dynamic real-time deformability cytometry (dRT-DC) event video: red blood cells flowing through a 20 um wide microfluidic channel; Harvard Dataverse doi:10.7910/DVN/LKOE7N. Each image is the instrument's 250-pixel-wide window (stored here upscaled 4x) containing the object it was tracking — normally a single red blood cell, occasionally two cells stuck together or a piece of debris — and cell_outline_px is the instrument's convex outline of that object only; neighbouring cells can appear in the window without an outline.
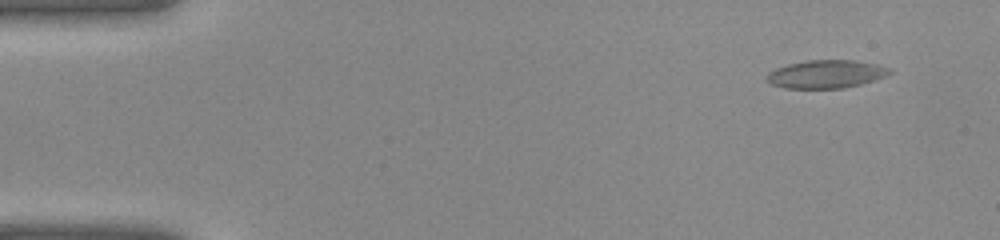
{"species": "common noctule bat (a hibernating species)", "species_latin": "Nyctalus noctula", "temperature_condition": "warm", "stored_images_in_passage": 39, "camera_frame_rate_fps": 3000, "um_per_image_px": 0.085, "animal": {"sex": "female", "body_mass_g": 22.0, "forearm_length_mm": 56.7}, "frame": {"image": 1, "passage_image": 3, "time_ms": 0.667, "image_size_px": [1000, 240], "cell_outline_px": [[892, 72], [884, 76], [860, 84], [840, 88], [784, 88], [772, 84], [768, 80], [768, 72], [776, 68], [788, 64], [808, 60], [852, 60], [876, 64], [892, 68]], "centroid_in_image_um": [70.22, 6.29], "position_along_channel_um": 14.8, "area_um2": 19.83}}
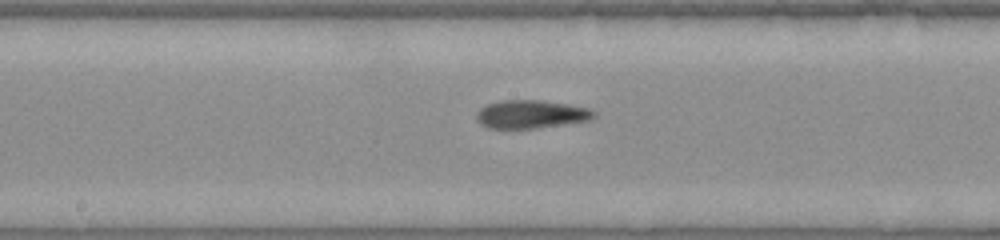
{"frame": {"image": 2, "passage_image": 21, "time_ms": 6.667, "image_size_px": [1000, 240], "cell_outline_px": [[596, 116], [592, 120], [536, 128], [488, 128], [480, 124], [476, 120], [476, 112], [480, 108], [488, 104], [500, 100], [540, 100], [568, 104], [588, 108], [596, 112]], "centroid_in_image_um": [45.13, 9.71], "position_along_channel_um": 203.1, "area_um2": 19.42}}
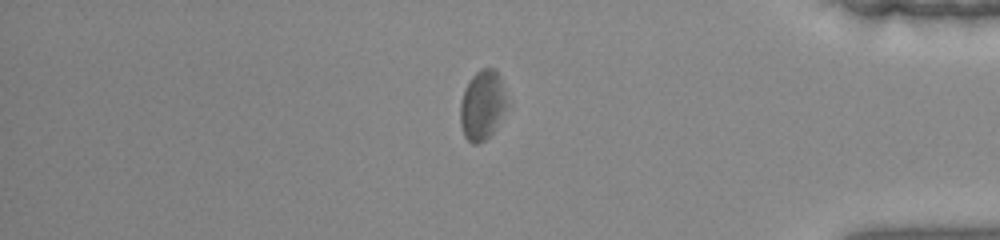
{"frame": {"image": 3, "passage_image": 34, "time_ms": 11.0, "image_size_px": [1000, 240], "cell_outline_px": [[504, 108], [492, 132], [484, 140], [476, 144], [472, 144], [464, 136], [460, 124], [460, 104], [464, 92], [472, 76], [480, 68], [492, 68], [500, 76], [504, 92]], "centroid_in_image_um": [40.94, 8.94], "position_along_channel_um": 394.3, "area_um2": 18.15}}